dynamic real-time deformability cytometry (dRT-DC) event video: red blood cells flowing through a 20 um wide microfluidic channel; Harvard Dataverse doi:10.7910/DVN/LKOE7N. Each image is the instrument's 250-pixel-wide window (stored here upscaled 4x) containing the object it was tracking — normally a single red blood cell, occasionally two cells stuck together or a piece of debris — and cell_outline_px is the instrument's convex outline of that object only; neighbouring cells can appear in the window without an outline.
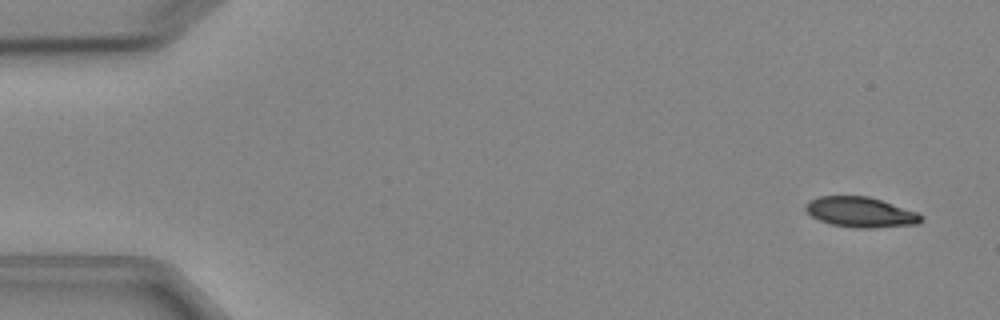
{"species": "Egyptian fruit bat (a non-hibernating species)", "species_latin": "Rousettus aegyptiacus", "temperature_condition": "cold", "stored_images_in_passage": 5, "camera_frame_rate_fps": 3000, "um_per_image_px": 0.085, "animal": {"sex": "female"}, "frame": {"image": 1, "passage_image": 1, "time_ms": 0.0, "image_size_px": [1000, 320], "cell_outline_px": [[924, 216], [916, 224], [872, 228], [860, 228], [832, 224], [820, 220], [812, 216], [804, 208], [804, 204], [808, 200], [820, 196], [868, 196], [920, 212]], "centroid_in_image_um": [73.16, 18.02], "position_along_channel_um": 11.8, "area_um2": 20.35}}
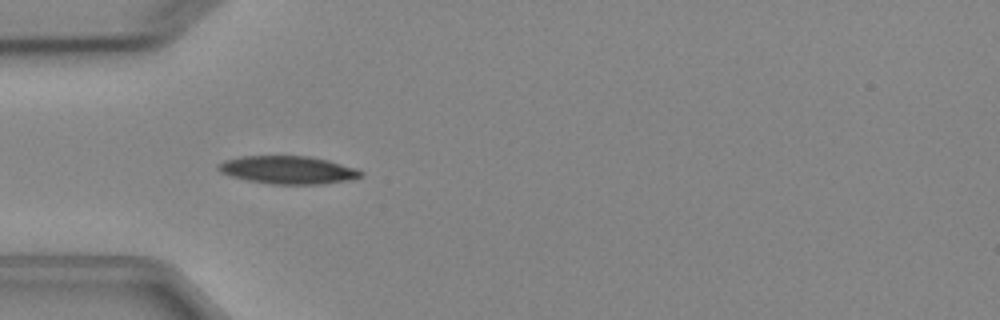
{"frame": {"image": 2, "passage_image": 4, "time_ms": 4.333, "image_size_px": [1000, 320], "cell_outline_px": [[364, 176], [348, 180], [324, 184], [272, 184], [248, 180], [232, 176], [220, 172], [216, 168], [216, 164], [224, 160], [240, 156], [308, 156], [328, 160], [356, 168], [364, 172]], "centroid_in_image_um": [24.48, 14.44], "position_along_channel_um": 60.5, "area_um2": 23.29}}